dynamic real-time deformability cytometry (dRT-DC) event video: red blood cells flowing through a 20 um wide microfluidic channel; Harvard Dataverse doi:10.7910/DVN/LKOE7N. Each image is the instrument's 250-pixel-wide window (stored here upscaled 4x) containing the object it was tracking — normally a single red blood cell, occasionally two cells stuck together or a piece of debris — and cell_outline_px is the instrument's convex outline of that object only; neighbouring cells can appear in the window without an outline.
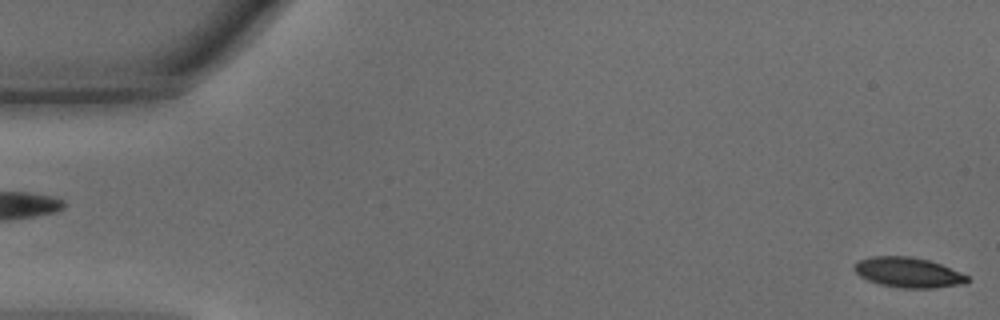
{"species": "common noctule bat (a hibernating species)", "species_latin": "Nyctalus noctula", "temperature_condition": "warm", "stored_images_in_passage": 46, "camera_frame_rate_fps": 3000, "um_per_image_px": 0.085, "animal": {"sex": "male", "body_mass_g": 15.6}, "frame": {"image": 1, "passage_image": 1, "time_ms": 0.0, "image_size_px": [1000, 320], "cell_outline_px": [[968, 280], [964, 284], [932, 288], [904, 288], [880, 284], [868, 280], [860, 276], [852, 268], [856, 260], [872, 256], [908, 256], [928, 260], [940, 264], [960, 272], [968, 276]], "centroid_in_image_um": [77.15, 23.15], "position_along_channel_um": 7.8, "area_um2": 19.77}}
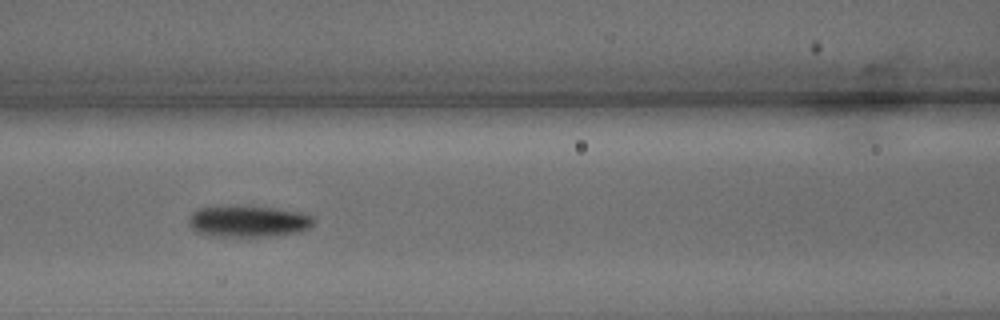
{"frame": {"image": 2, "passage_image": 20, "time_ms": 6.333, "image_size_px": [1000, 320], "cell_outline_px": [[316, 220], [308, 228], [296, 232], [272, 236], [212, 236], [196, 232], [188, 224], [188, 216], [192, 212], [200, 208], [212, 204], [236, 204], [276, 208], [304, 212], [312, 216]], "centroid_in_image_um": [21.04, 18.76], "position_along_channel_um": 145.6, "area_um2": 23.76}}
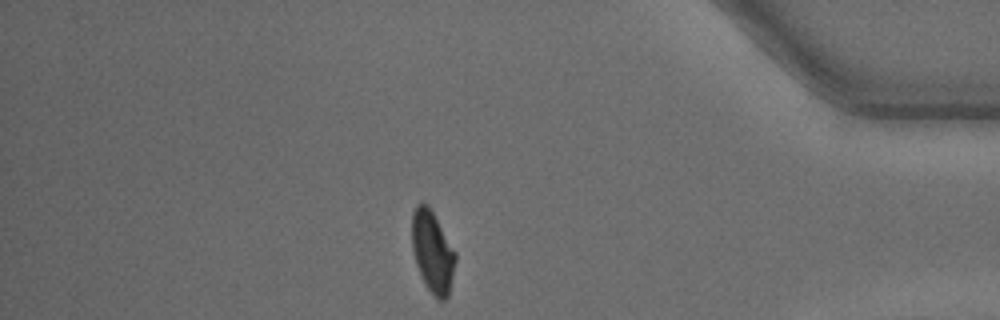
{"frame": {"image": 3, "passage_image": 40, "time_ms": 13.0, "image_size_px": [1000, 320], "cell_outline_px": [[456, 260], [448, 296], [444, 300], [440, 300], [428, 288], [416, 264], [412, 248], [412, 212], [416, 204], [428, 204], [456, 252]], "centroid_in_image_um": [36.76, 21.36], "position_along_channel_um": 398.4, "area_um2": 20.35}, "authors_computed_cell_mechanics": {"area_um2": 21.097, "velocity_mm_per_s": 4.3409, "shape_relaxation_time_tau1_ms": 4.1892, "shape_relaxation_time_tau2_ms": 4.5553, "deformation_change_tau1": 0.1537, "deformation_change_tau2": 0.1148}}